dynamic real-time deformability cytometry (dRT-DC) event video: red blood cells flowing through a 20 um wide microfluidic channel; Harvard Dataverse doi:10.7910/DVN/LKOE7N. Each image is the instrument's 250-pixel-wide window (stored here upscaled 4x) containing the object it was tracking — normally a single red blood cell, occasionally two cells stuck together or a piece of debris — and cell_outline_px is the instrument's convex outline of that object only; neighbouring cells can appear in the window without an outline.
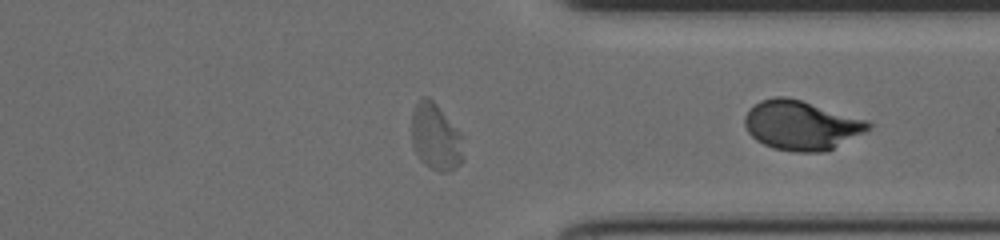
{"species": "human", "species_latin": "Homo sapiens", "temperature_condition": "cold", "stored_images_in_passage": 28, "segment_of_instrument_passage": [3, 3], "camera_frame_rate_fps": 3000, "um_per_image_px": 0.085, "donor": {"sex": "female"}, "frame": {"image": 1, "passage_image": 28, "time_ms": 9.0, "image_size_px": [1000, 240], "cell_outline_px": [[872, 128], [828, 152], [796, 152], [772, 148], [756, 140], [748, 132], [744, 124], [744, 116], [760, 100], [776, 96], [788, 96], [868, 120], [872, 124]], "centroid_in_image_um": [68.14, 10.66], "position_along_channel_um": 343.3, "area_um2": 35.78}}